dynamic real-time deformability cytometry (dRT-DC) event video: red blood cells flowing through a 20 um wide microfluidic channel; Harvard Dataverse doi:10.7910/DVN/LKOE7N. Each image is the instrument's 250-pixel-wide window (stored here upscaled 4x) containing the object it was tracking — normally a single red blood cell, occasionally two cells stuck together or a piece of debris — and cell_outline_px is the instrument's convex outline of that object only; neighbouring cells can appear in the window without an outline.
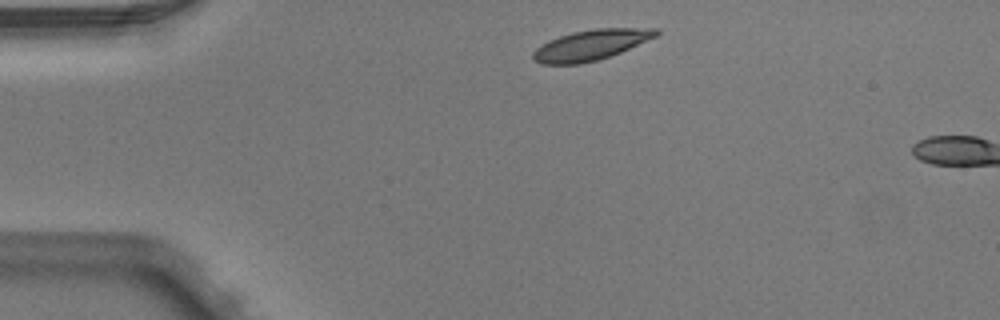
{"species": "Egyptian fruit bat (a non-hibernating species)", "species_latin": "Rousettus aegyptiacus", "temperature_condition": "warm", "stored_images_in_passage": 2, "camera_frame_rate_fps": 3000, "um_per_image_px": 0.085, "animal": {"sex": "male"}, "frame": {"image": 1, "passage_image": 1, "time_ms": 0.0, "image_size_px": [1000, 320], "cell_outline_px": [[660, 32], [656, 36], [620, 52], [596, 60], [580, 64], [540, 64], [532, 60], [532, 52], [536, 48], [560, 36], [572, 32], [592, 28], [660, 28]], "centroid_in_image_um": [50.21, 3.82], "position_along_channel_um": 34.8, "area_um2": 21.62}}